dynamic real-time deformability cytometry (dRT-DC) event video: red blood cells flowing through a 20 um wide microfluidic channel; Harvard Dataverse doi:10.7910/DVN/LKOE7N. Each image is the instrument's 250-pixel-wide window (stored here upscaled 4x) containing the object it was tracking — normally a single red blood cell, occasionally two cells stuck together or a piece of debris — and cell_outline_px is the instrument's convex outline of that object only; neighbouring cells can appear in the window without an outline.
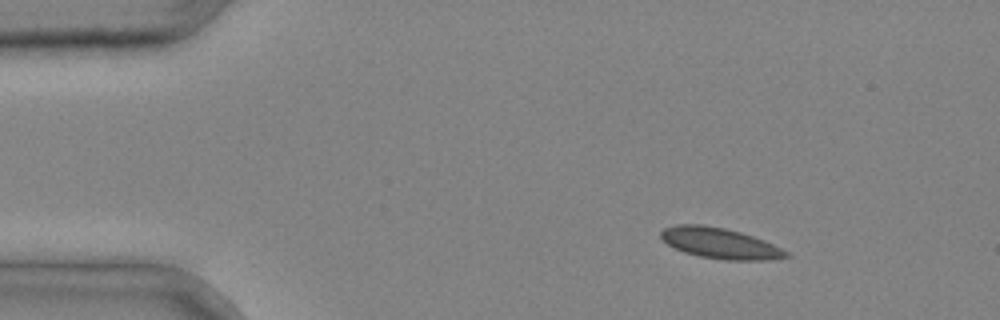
{"species": "common noctule bat (a hibernating species)", "species_latin": "Nyctalus noctula", "temperature_condition": "cold", "stored_images_in_passage": 2, "camera_frame_rate_fps": 3000, "um_per_image_px": 0.085, "animal": {"sex": "male", "body_mass_g": 20.4}, "frame": {"image": 1, "passage_image": 1, "time_ms": 0.0, "image_size_px": [1000, 320], "cell_outline_px": [[792, 256], [768, 260], [724, 260], [700, 256], [684, 252], [668, 244], [660, 236], [660, 232], [664, 228], [676, 224], [700, 224], [724, 228], [740, 232], [764, 240], [788, 252]], "centroid_in_image_um": [61.2, 20.67], "position_along_channel_um": 23.8, "area_um2": 22.25}}